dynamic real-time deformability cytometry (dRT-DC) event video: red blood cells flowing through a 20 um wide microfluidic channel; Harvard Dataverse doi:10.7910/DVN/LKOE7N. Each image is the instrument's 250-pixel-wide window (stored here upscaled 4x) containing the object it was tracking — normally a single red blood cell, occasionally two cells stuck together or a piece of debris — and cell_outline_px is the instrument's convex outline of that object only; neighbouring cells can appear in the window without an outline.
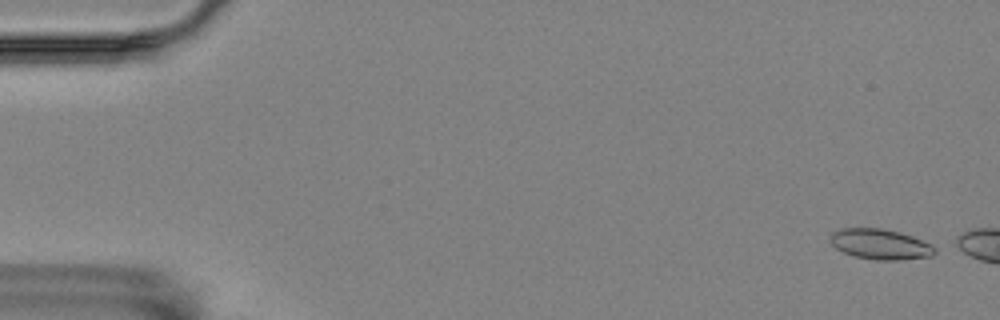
{"species": "Egyptian fruit bat (a non-hibernating species)", "species_latin": "Rousettus aegyptiacus", "temperature_condition": "room temperature", "stored_images_in_passage": 57, "camera_frame_rate_fps": 3000, "um_per_image_px": 0.085, "animal": {"sex": "female"}, "frame": {"image": 1, "passage_image": 1, "time_ms": 0.0, "image_size_px": [1000, 320], "cell_outline_px": [[936, 252], [932, 256], [900, 260], [876, 260], [856, 256], [844, 252], [836, 248], [832, 244], [832, 232], [840, 228], [880, 228], [900, 232], [912, 236], [932, 244], [936, 248]], "centroid_in_image_um": [74.87, 20.76], "position_along_channel_um": 10.1, "area_um2": 18.44}}
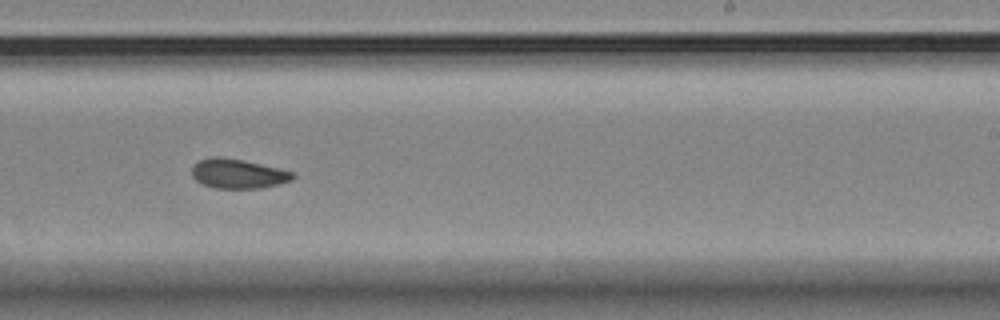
{"frame": {"image": 2, "passage_image": 34, "time_ms": 11.0, "image_size_px": [1000, 320], "cell_outline_px": [[296, 176], [292, 180], [280, 184], [260, 188], [212, 188], [196, 180], [192, 176], [192, 164], [200, 160], [212, 156], [220, 156], [244, 160], [292, 172]], "centroid_in_image_um": [20.2, 14.76], "position_along_channel_um": 268.8, "area_um2": 17.34}}
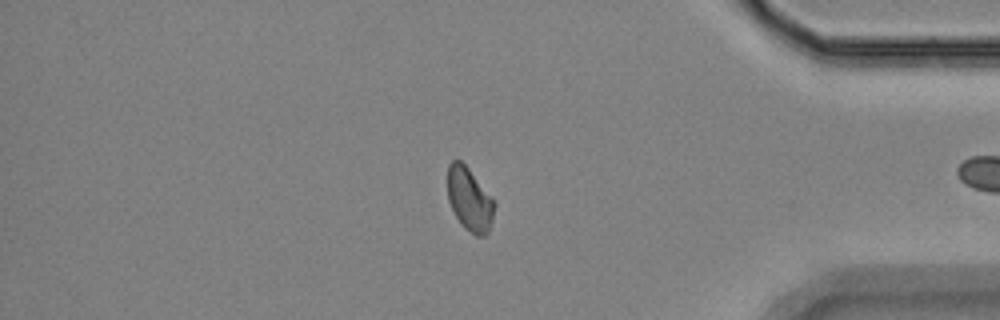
{"frame": {"image": 3, "passage_image": 47, "time_ms": 15.333, "image_size_px": [1000, 320], "cell_outline_px": [[496, 204], [492, 220], [488, 232], [484, 236], [476, 236], [464, 228], [460, 224], [448, 200], [448, 164], [452, 160], [460, 160], [468, 168], [492, 196]], "centroid_in_image_um": [39.92, 16.95], "position_along_channel_um": 395.3, "area_um2": 17.34}, "authors_computed_cell_mechanics": {"area_um2": 17.5712, "velocity_mm_per_s": 3.5194, "shape_relaxation_time_tau1_ms": null, "shape_relaxation_time_tau2_ms": 1.507, "deformation_change_tau1": null, "deformation_change_tau2": 0.0511}}